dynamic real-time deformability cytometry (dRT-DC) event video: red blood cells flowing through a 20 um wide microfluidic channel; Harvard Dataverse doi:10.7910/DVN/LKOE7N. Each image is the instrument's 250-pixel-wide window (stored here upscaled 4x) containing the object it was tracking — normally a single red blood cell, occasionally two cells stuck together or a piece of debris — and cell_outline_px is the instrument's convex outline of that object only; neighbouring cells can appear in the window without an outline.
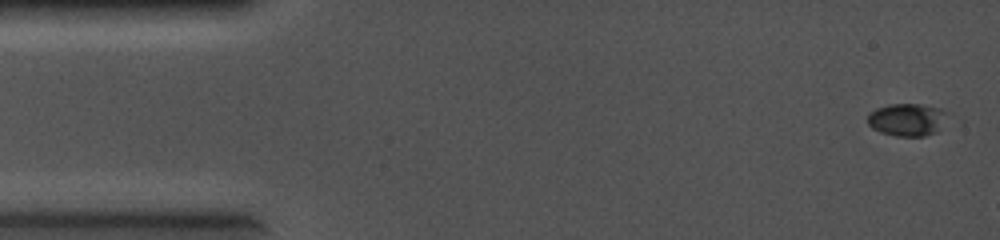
{"species": "common noctule bat (a hibernating species)", "species_latin": "Nyctalus noctula", "temperature_condition": "cold", "stored_images_in_passage": 6, "camera_frame_rate_fps": 5000, "um_per_image_px": 0.085, "animal": {"sex": "female", "body_mass_g": 19.0, "forearm_length_mm": 56.7}, "frame": {"image": 1, "passage_image": 1, "time_ms": 0.0, "image_size_px": [1000, 240], "cell_outline_px": [[948, 112], [936, 132], [924, 136], [896, 136], [880, 132], [872, 128], [868, 124], [868, 116], [876, 108], [888, 104], [920, 104], [940, 108]], "centroid_in_image_um": [77.08, 10.16], "position_along_channel_um": 7.9, "area_um2": 14.97}}